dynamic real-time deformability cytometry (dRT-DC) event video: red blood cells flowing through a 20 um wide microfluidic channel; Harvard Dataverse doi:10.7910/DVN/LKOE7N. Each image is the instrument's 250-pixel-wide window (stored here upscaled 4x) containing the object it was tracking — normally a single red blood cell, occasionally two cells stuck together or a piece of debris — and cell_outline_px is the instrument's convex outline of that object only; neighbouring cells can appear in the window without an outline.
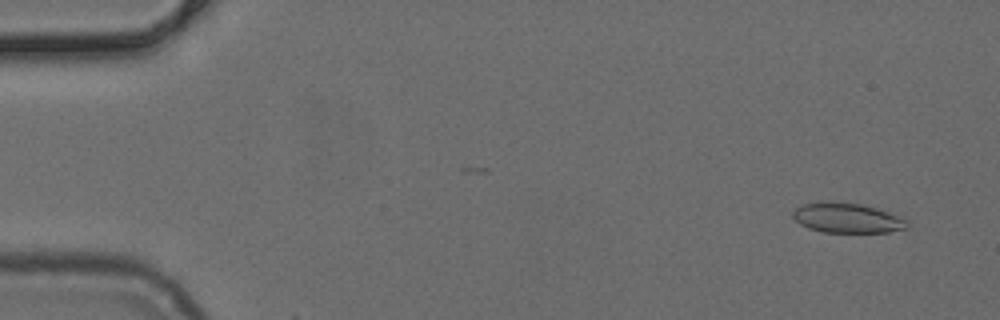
{"species": "common noctule bat (a hibernating species)", "species_latin": "Nyctalus noctula", "temperature_condition": "cold", "stored_images_in_passage": 5, "camera_frame_rate_fps": 3000, "um_per_image_px": 0.085, "animal": {"sex": "female", "body_mass_g": 24.6, "forearm_length_mm": 56.2}, "frame": {"image": 1, "passage_image": 3, "time_ms": 0.667, "image_size_px": [1000, 320], "cell_outline_px": [[908, 228], [888, 232], [824, 232], [808, 228], [800, 224], [792, 216], [792, 212], [796, 208], [804, 204], [860, 204], [876, 208], [908, 220]], "centroid_in_image_um": [72.04, 18.57], "position_along_channel_um": 13.0, "area_um2": 19.07}}